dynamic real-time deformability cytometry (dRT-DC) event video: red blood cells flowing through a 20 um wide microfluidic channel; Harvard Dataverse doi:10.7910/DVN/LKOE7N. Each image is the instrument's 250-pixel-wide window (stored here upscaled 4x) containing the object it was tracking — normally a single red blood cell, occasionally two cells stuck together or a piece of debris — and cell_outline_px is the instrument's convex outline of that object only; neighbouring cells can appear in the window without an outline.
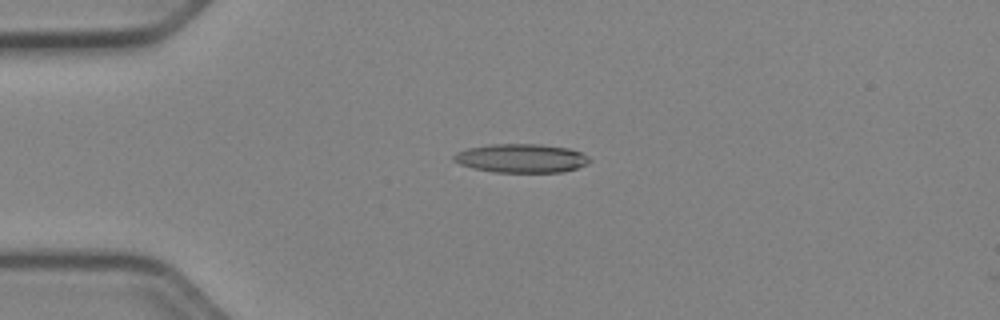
{"species": "Egyptian fruit bat (a non-hibernating species)", "species_latin": "Rousettus aegyptiacus", "temperature_condition": "cold", "stored_images_in_passage": 15, "camera_frame_rate_fps": 3000, "um_per_image_px": 0.085, "animal": {"sex": "female"}, "frame": {"image": 1, "passage_image": 12, "time_ms": 3.667, "image_size_px": [1000, 320], "cell_outline_px": [[592, 160], [588, 164], [564, 172], [496, 172], [472, 168], [460, 164], [452, 160], [452, 156], [456, 152], [468, 148], [492, 144], [540, 144], [568, 148], [580, 152], [588, 156]], "centroid_in_image_um": [44.31, 13.45], "position_along_channel_um": 40.7, "area_um2": 22.83}}